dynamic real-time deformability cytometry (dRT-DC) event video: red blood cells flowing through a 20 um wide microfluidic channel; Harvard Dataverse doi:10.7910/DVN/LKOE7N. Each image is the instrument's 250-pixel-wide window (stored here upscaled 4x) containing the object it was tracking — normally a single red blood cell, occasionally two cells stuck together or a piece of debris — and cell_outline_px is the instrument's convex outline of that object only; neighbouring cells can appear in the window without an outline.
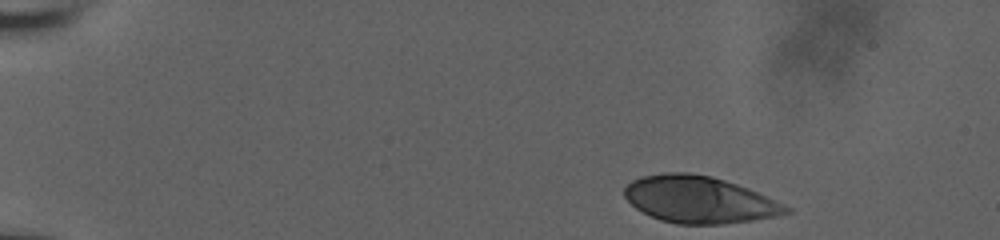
{"species": "human", "species_latin": "Homo sapiens", "temperature_condition": "room temperature", "stored_images_in_passage": 42, "camera_frame_rate_fps": 3000, "um_per_image_px": 0.085, "donor": {"sex": "male"}, "frame": {"image": 1, "passage_image": 1, "time_ms": 0.0, "image_size_px": [1000, 240], "cell_outline_px": [[792, 212], [776, 216], [752, 220], [724, 224], [676, 224], [660, 220], [636, 208], [624, 196], [624, 188], [632, 180], [640, 176], [664, 172], [688, 172], [712, 176], [748, 188], [792, 208]], "centroid_in_image_um": [59.42, 16.96], "position_along_channel_um": 25.6, "area_um2": 44.04}}
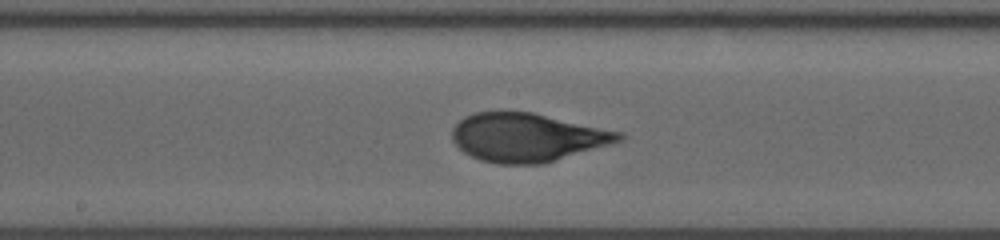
{"frame": {"image": 2, "passage_image": 24, "time_ms": 7.667, "image_size_px": [1000, 240], "cell_outline_px": [[624, 140], [544, 164], [496, 164], [480, 160], [464, 152], [452, 140], [452, 128], [464, 116], [472, 112], [532, 112], [624, 132]], "centroid_in_image_um": [44.83, 11.68], "position_along_channel_um": 203.4, "area_um2": 47.34}}
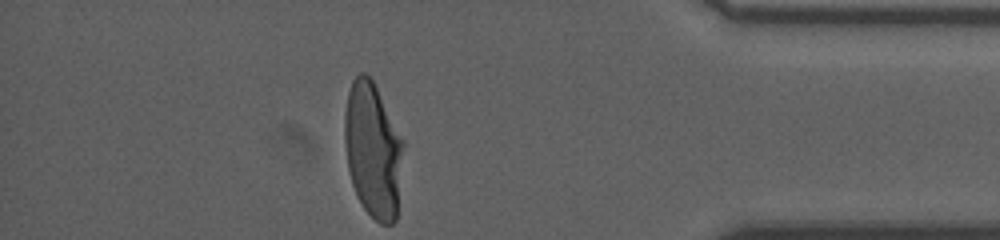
{"frame": {"image": 3, "passage_image": 42, "time_ms": 13.667, "image_size_px": [1000, 240], "cell_outline_px": [[404, 144], [396, 220], [392, 224], [380, 224], [364, 208], [352, 184], [348, 168], [344, 140], [344, 112], [348, 92], [352, 80], [360, 72], [364, 72], [372, 80], [404, 140]], "centroid_in_image_um": [31.69, 12.74], "position_along_channel_um": 403.5, "area_um2": 46.12}, "authors_computed_cell_mechanics": {"area_um2": 46.7313, "velocity_mm_per_s": 3.8247, "shape_relaxation_time_tau1_ms": 5.118, "shape_relaxation_time_tau2_ms": null, "deformation_change_tau1": 0.2385, "deformation_change_tau2": null}}